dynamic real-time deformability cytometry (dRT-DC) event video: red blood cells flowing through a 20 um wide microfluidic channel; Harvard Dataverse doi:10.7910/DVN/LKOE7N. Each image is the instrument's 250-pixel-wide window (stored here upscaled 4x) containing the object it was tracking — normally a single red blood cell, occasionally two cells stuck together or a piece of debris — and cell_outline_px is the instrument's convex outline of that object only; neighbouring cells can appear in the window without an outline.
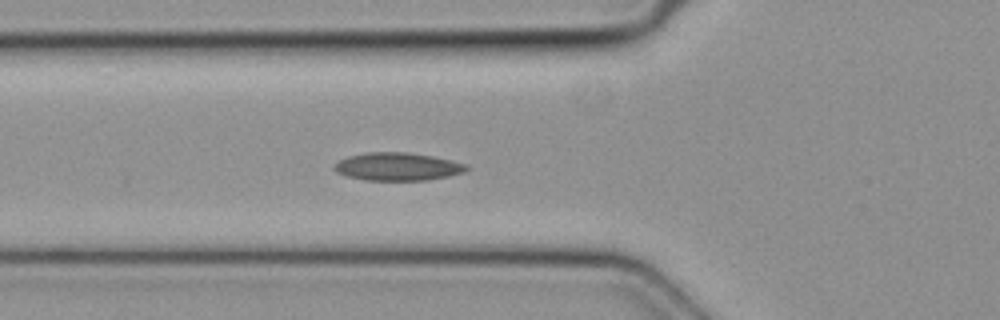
{"species": "common noctule bat (a hibernating species)", "species_latin": "Nyctalus noctula", "temperature_condition": "cold", "stored_images_in_passage": 10, "camera_frame_rate_fps": 3000, "um_per_image_px": 0.085, "animal": {"sex": "female", "body_mass_g": 19.3, "forearm_length_mm": 54.1}, "frame": {"image": 1, "passage_image": 2, "time_ms": 0.333, "image_size_px": [1000, 320], "cell_outline_px": [[472, 168], [464, 172], [448, 176], [428, 180], [364, 180], [348, 176], [336, 172], [332, 168], [340, 160], [348, 156], [364, 152], [408, 152], [432, 156], [452, 160], [468, 164]], "centroid_in_image_um": [33.83, 14.16], "position_along_channel_um": 92.0, "area_um2": 21.68}}
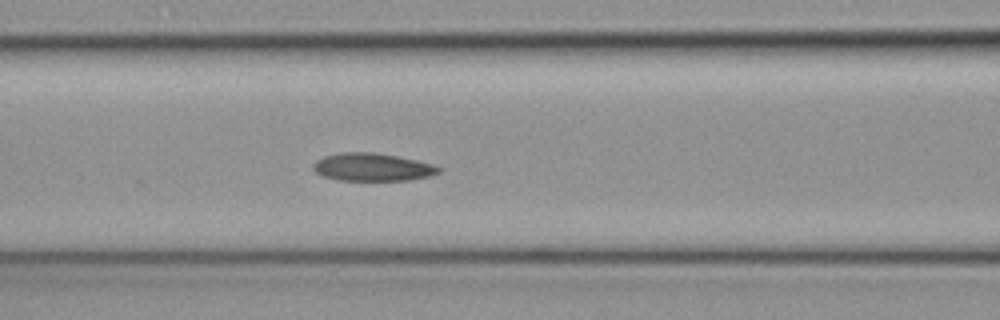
{"frame": {"image": 2, "passage_image": 5, "time_ms": 1.333, "image_size_px": [1000, 320], "cell_outline_px": [[440, 172], [428, 176], [408, 180], [336, 180], [324, 176], [316, 172], [312, 168], [312, 164], [316, 160], [324, 156], [344, 152], [376, 152], [416, 160], [432, 164], [440, 168]], "centroid_in_image_um": [31.61, 14.2], "position_along_channel_um": 135.0, "area_um2": 20.23}}
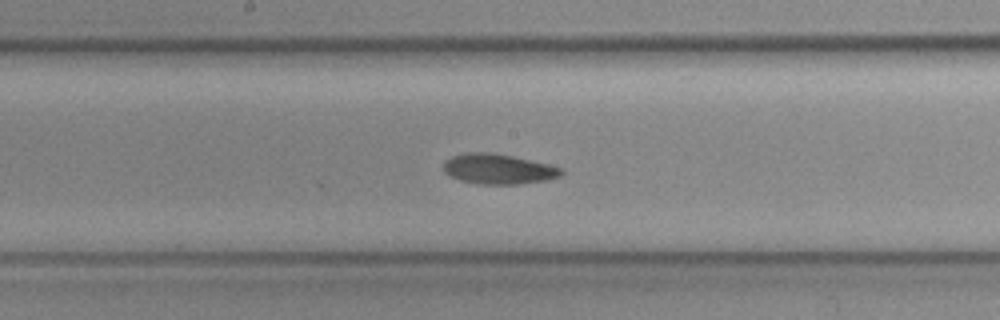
{"frame": {"image": 3, "passage_image": 10, "time_ms": 3.0, "image_size_px": [1000, 320], "cell_outline_px": [[564, 172], [560, 176], [548, 180], [516, 184], [480, 184], [460, 180], [444, 172], [444, 160], [452, 156], [468, 152], [492, 152], [512, 156], [548, 164], [564, 168]], "centroid_in_image_um": [42.37, 14.36], "position_along_channel_um": 205.8, "area_um2": 20.69}}